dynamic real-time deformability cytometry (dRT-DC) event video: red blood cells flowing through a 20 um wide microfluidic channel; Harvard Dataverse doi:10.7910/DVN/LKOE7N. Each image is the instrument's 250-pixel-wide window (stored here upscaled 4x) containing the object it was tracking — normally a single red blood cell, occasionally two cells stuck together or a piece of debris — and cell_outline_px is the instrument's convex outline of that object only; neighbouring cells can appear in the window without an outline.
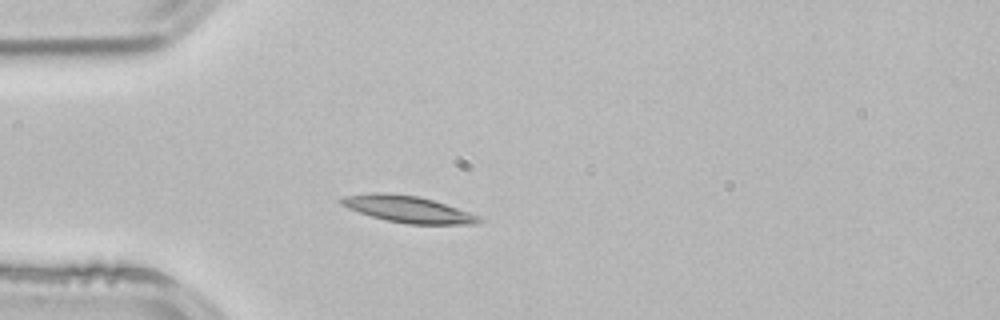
{"species": "common noctule bat (a hibernating species)", "species_latin": "Nyctalus noctula", "temperature_condition": "room temperature", "stored_images_in_passage": 1, "camera_frame_rate_fps": 3000, "um_per_image_px": 0.085, "animal": {"sex": "male", "body_mass_g": 21.5, "forearm_length_mm": 52.0}, "frame": {"image": 1, "passage_image": 1, "time_ms": 0.0, "image_size_px": [1000, 320], "cell_outline_px": [[484, 220], [476, 224], [408, 224], [388, 220], [372, 216], [348, 208], [340, 204], [340, 200], [344, 196], [372, 192], [384, 192], [420, 196], [480, 216]], "centroid_in_image_um": [34.67, 17.77], "position_along_channel_um": 50.3, "area_um2": 21.15}}